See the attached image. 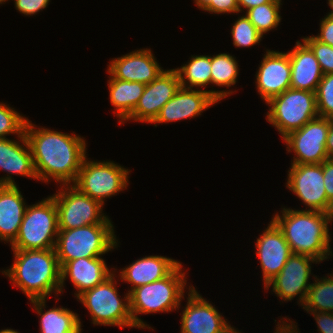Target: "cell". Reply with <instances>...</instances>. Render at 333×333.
I'll list each match as a JSON object with an SVG mask.
<instances>
[{
	"label": "cell",
	"mask_w": 333,
	"mask_h": 333,
	"mask_svg": "<svg viewBox=\"0 0 333 333\" xmlns=\"http://www.w3.org/2000/svg\"><path fill=\"white\" fill-rule=\"evenodd\" d=\"M26 122L28 141L36 176L46 183L53 179L61 185L75 183L86 155V142L80 135L66 134ZM80 136V137H79Z\"/></svg>",
	"instance_id": "obj_1"
},
{
	"label": "cell",
	"mask_w": 333,
	"mask_h": 333,
	"mask_svg": "<svg viewBox=\"0 0 333 333\" xmlns=\"http://www.w3.org/2000/svg\"><path fill=\"white\" fill-rule=\"evenodd\" d=\"M282 215L275 213L272 220L281 229L292 253L306 255L320 263L333 254L330 248L329 223L333 215L321 211L283 208Z\"/></svg>",
	"instance_id": "obj_2"
},
{
	"label": "cell",
	"mask_w": 333,
	"mask_h": 333,
	"mask_svg": "<svg viewBox=\"0 0 333 333\" xmlns=\"http://www.w3.org/2000/svg\"><path fill=\"white\" fill-rule=\"evenodd\" d=\"M14 263L2 271L20 288L28 299H46L53 292L58 295L61 285V267L55 248L45 250H12Z\"/></svg>",
	"instance_id": "obj_3"
},
{
	"label": "cell",
	"mask_w": 333,
	"mask_h": 333,
	"mask_svg": "<svg viewBox=\"0 0 333 333\" xmlns=\"http://www.w3.org/2000/svg\"><path fill=\"white\" fill-rule=\"evenodd\" d=\"M182 271L180 263L167 277L128 290L130 312L136 328H151L138 317V314L171 312L180 308L187 285L186 273Z\"/></svg>",
	"instance_id": "obj_4"
},
{
	"label": "cell",
	"mask_w": 333,
	"mask_h": 333,
	"mask_svg": "<svg viewBox=\"0 0 333 333\" xmlns=\"http://www.w3.org/2000/svg\"><path fill=\"white\" fill-rule=\"evenodd\" d=\"M118 247L113 224H92L75 229L59 230L55 251L62 267L78 258L101 257Z\"/></svg>",
	"instance_id": "obj_5"
},
{
	"label": "cell",
	"mask_w": 333,
	"mask_h": 333,
	"mask_svg": "<svg viewBox=\"0 0 333 333\" xmlns=\"http://www.w3.org/2000/svg\"><path fill=\"white\" fill-rule=\"evenodd\" d=\"M58 228V213L52 196L29 205L19 227L12 250H45L55 248Z\"/></svg>",
	"instance_id": "obj_6"
},
{
	"label": "cell",
	"mask_w": 333,
	"mask_h": 333,
	"mask_svg": "<svg viewBox=\"0 0 333 333\" xmlns=\"http://www.w3.org/2000/svg\"><path fill=\"white\" fill-rule=\"evenodd\" d=\"M115 275L113 273L103 283L76 298L88 309L94 325L118 326L120 329L135 327L130 312L129 292L120 299Z\"/></svg>",
	"instance_id": "obj_7"
},
{
	"label": "cell",
	"mask_w": 333,
	"mask_h": 333,
	"mask_svg": "<svg viewBox=\"0 0 333 333\" xmlns=\"http://www.w3.org/2000/svg\"><path fill=\"white\" fill-rule=\"evenodd\" d=\"M267 121L274 126L282 139L290 132L302 128L318 117L316 93L290 88L272 97L268 102Z\"/></svg>",
	"instance_id": "obj_8"
},
{
	"label": "cell",
	"mask_w": 333,
	"mask_h": 333,
	"mask_svg": "<svg viewBox=\"0 0 333 333\" xmlns=\"http://www.w3.org/2000/svg\"><path fill=\"white\" fill-rule=\"evenodd\" d=\"M129 172L112 161H91L86 156L73 186L104 205L106 198L128 187Z\"/></svg>",
	"instance_id": "obj_9"
},
{
	"label": "cell",
	"mask_w": 333,
	"mask_h": 333,
	"mask_svg": "<svg viewBox=\"0 0 333 333\" xmlns=\"http://www.w3.org/2000/svg\"><path fill=\"white\" fill-rule=\"evenodd\" d=\"M57 194L52 195L58 213L59 230L75 229L92 224H112L104 215L103 205L81 193L76 187L62 185Z\"/></svg>",
	"instance_id": "obj_10"
},
{
	"label": "cell",
	"mask_w": 333,
	"mask_h": 333,
	"mask_svg": "<svg viewBox=\"0 0 333 333\" xmlns=\"http://www.w3.org/2000/svg\"><path fill=\"white\" fill-rule=\"evenodd\" d=\"M328 130L329 119L318 116L284 137L287 151L295 153L291 165L321 164L328 159L325 149Z\"/></svg>",
	"instance_id": "obj_11"
},
{
	"label": "cell",
	"mask_w": 333,
	"mask_h": 333,
	"mask_svg": "<svg viewBox=\"0 0 333 333\" xmlns=\"http://www.w3.org/2000/svg\"><path fill=\"white\" fill-rule=\"evenodd\" d=\"M286 187L308 206L307 210L333 215V205L327 200L321 164L291 165Z\"/></svg>",
	"instance_id": "obj_12"
},
{
	"label": "cell",
	"mask_w": 333,
	"mask_h": 333,
	"mask_svg": "<svg viewBox=\"0 0 333 333\" xmlns=\"http://www.w3.org/2000/svg\"><path fill=\"white\" fill-rule=\"evenodd\" d=\"M232 93H234L232 90H196L180 87L177 93L162 107L153 123L156 127L160 123L176 122L202 115L203 111Z\"/></svg>",
	"instance_id": "obj_13"
},
{
	"label": "cell",
	"mask_w": 333,
	"mask_h": 333,
	"mask_svg": "<svg viewBox=\"0 0 333 333\" xmlns=\"http://www.w3.org/2000/svg\"><path fill=\"white\" fill-rule=\"evenodd\" d=\"M311 263L319 261L306 255L292 254L280 273L265 285V290L272 286V291L283 301H291L298 296L299 305L304 304L311 283Z\"/></svg>",
	"instance_id": "obj_14"
},
{
	"label": "cell",
	"mask_w": 333,
	"mask_h": 333,
	"mask_svg": "<svg viewBox=\"0 0 333 333\" xmlns=\"http://www.w3.org/2000/svg\"><path fill=\"white\" fill-rule=\"evenodd\" d=\"M180 80L175 69L164 70L155 80L146 84L133 112L122 122L133 120L153 123L162 107L180 89Z\"/></svg>",
	"instance_id": "obj_15"
},
{
	"label": "cell",
	"mask_w": 333,
	"mask_h": 333,
	"mask_svg": "<svg viewBox=\"0 0 333 333\" xmlns=\"http://www.w3.org/2000/svg\"><path fill=\"white\" fill-rule=\"evenodd\" d=\"M188 289L180 333H224L231 326L229 322L193 286Z\"/></svg>",
	"instance_id": "obj_16"
},
{
	"label": "cell",
	"mask_w": 333,
	"mask_h": 333,
	"mask_svg": "<svg viewBox=\"0 0 333 333\" xmlns=\"http://www.w3.org/2000/svg\"><path fill=\"white\" fill-rule=\"evenodd\" d=\"M289 54L266 50L256 73V89L266 103L274 96L291 88Z\"/></svg>",
	"instance_id": "obj_17"
},
{
	"label": "cell",
	"mask_w": 333,
	"mask_h": 333,
	"mask_svg": "<svg viewBox=\"0 0 333 333\" xmlns=\"http://www.w3.org/2000/svg\"><path fill=\"white\" fill-rule=\"evenodd\" d=\"M256 240V256L260 260L264 287L277 276L293 254L284 234L271 219L270 224Z\"/></svg>",
	"instance_id": "obj_18"
},
{
	"label": "cell",
	"mask_w": 333,
	"mask_h": 333,
	"mask_svg": "<svg viewBox=\"0 0 333 333\" xmlns=\"http://www.w3.org/2000/svg\"><path fill=\"white\" fill-rule=\"evenodd\" d=\"M114 78L144 85L151 83L163 71L151 49L134 50L121 57L113 58L107 69Z\"/></svg>",
	"instance_id": "obj_19"
},
{
	"label": "cell",
	"mask_w": 333,
	"mask_h": 333,
	"mask_svg": "<svg viewBox=\"0 0 333 333\" xmlns=\"http://www.w3.org/2000/svg\"><path fill=\"white\" fill-rule=\"evenodd\" d=\"M6 176L0 178V240L11 245L28 206L12 175Z\"/></svg>",
	"instance_id": "obj_20"
},
{
	"label": "cell",
	"mask_w": 333,
	"mask_h": 333,
	"mask_svg": "<svg viewBox=\"0 0 333 333\" xmlns=\"http://www.w3.org/2000/svg\"><path fill=\"white\" fill-rule=\"evenodd\" d=\"M114 272L116 271L109 269L101 257L78 258L68 261L61 267L60 293L64 291V283L68 277L76 290L78 289L76 294L74 293L75 297H78L85 291L103 283Z\"/></svg>",
	"instance_id": "obj_21"
},
{
	"label": "cell",
	"mask_w": 333,
	"mask_h": 333,
	"mask_svg": "<svg viewBox=\"0 0 333 333\" xmlns=\"http://www.w3.org/2000/svg\"><path fill=\"white\" fill-rule=\"evenodd\" d=\"M291 65V88L315 92L324 75L311 48L302 40L287 52Z\"/></svg>",
	"instance_id": "obj_22"
},
{
	"label": "cell",
	"mask_w": 333,
	"mask_h": 333,
	"mask_svg": "<svg viewBox=\"0 0 333 333\" xmlns=\"http://www.w3.org/2000/svg\"><path fill=\"white\" fill-rule=\"evenodd\" d=\"M180 263L169 257L145 256L123 268L119 276L122 281L132 285V290L167 277Z\"/></svg>",
	"instance_id": "obj_23"
},
{
	"label": "cell",
	"mask_w": 333,
	"mask_h": 333,
	"mask_svg": "<svg viewBox=\"0 0 333 333\" xmlns=\"http://www.w3.org/2000/svg\"><path fill=\"white\" fill-rule=\"evenodd\" d=\"M19 139L20 141L0 138V169L10 175H22L38 180L25 134Z\"/></svg>",
	"instance_id": "obj_24"
},
{
	"label": "cell",
	"mask_w": 333,
	"mask_h": 333,
	"mask_svg": "<svg viewBox=\"0 0 333 333\" xmlns=\"http://www.w3.org/2000/svg\"><path fill=\"white\" fill-rule=\"evenodd\" d=\"M35 312L40 315V333H82L79 316L68 308L54 307L43 312L46 299L30 301Z\"/></svg>",
	"instance_id": "obj_25"
},
{
	"label": "cell",
	"mask_w": 333,
	"mask_h": 333,
	"mask_svg": "<svg viewBox=\"0 0 333 333\" xmlns=\"http://www.w3.org/2000/svg\"><path fill=\"white\" fill-rule=\"evenodd\" d=\"M108 87L112 106L116 109L119 124L133 112L137 106L146 85L114 78L109 73Z\"/></svg>",
	"instance_id": "obj_26"
},
{
	"label": "cell",
	"mask_w": 333,
	"mask_h": 333,
	"mask_svg": "<svg viewBox=\"0 0 333 333\" xmlns=\"http://www.w3.org/2000/svg\"><path fill=\"white\" fill-rule=\"evenodd\" d=\"M175 70L178 73L181 87L188 89L202 87L203 89L211 83V56H191L187 64L181 68H175Z\"/></svg>",
	"instance_id": "obj_27"
},
{
	"label": "cell",
	"mask_w": 333,
	"mask_h": 333,
	"mask_svg": "<svg viewBox=\"0 0 333 333\" xmlns=\"http://www.w3.org/2000/svg\"><path fill=\"white\" fill-rule=\"evenodd\" d=\"M302 309L309 312H333V274L320 279L314 276Z\"/></svg>",
	"instance_id": "obj_28"
},
{
	"label": "cell",
	"mask_w": 333,
	"mask_h": 333,
	"mask_svg": "<svg viewBox=\"0 0 333 333\" xmlns=\"http://www.w3.org/2000/svg\"><path fill=\"white\" fill-rule=\"evenodd\" d=\"M281 1L272 0L270 3H265L246 11V17L262 36L277 28L281 22L282 18L279 14L280 5H282Z\"/></svg>",
	"instance_id": "obj_29"
},
{
	"label": "cell",
	"mask_w": 333,
	"mask_h": 333,
	"mask_svg": "<svg viewBox=\"0 0 333 333\" xmlns=\"http://www.w3.org/2000/svg\"><path fill=\"white\" fill-rule=\"evenodd\" d=\"M238 73V63L229 53L211 56V84L229 88L236 84Z\"/></svg>",
	"instance_id": "obj_30"
},
{
	"label": "cell",
	"mask_w": 333,
	"mask_h": 333,
	"mask_svg": "<svg viewBox=\"0 0 333 333\" xmlns=\"http://www.w3.org/2000/svg\"><path fill=\"white\" fill-rule=\"evenodd\" d=\"M233 45L236 47H251L260 43L263 36L257 31L246 15L238 17L231 28Z\"/></svg>",
	"instance_id": "obj_31"
},
{
	"label": "cell",
	"mask_w": 333,
	"mask_h": 333,
	"mask_svg": "<svg viewBox=\"0 0 333 333\" xmlns=\"http://www.w3.org/2000/svg\"><path fill=\"white\" fill-rule=\"evenodd\" d=\"M27 120L14 108L0 102V138H6L10 134L18 135L19 138L24 134Z\"/></svg>",
	"instance_id": "obj_32"
},
{
	"label": "cell",
	"mask_w": 333,
	"mask_h": 333,
	"mask_svg": "<svg viewBox=\"0 0 333 333\" xmlns=\"http://www.w3.org/2000/svg\"><path fill=\"white\" fill-rule=\"evenodd\" d=\"M316 105L320 117L333 118V73L322 76L316 90Z\"/></svg>",
	"instance_id": "obj_33"
},
{
	"label": "cell",
	"mask_w": 333,
	"mask_h": 333,
	"mask_svg": "<svg viewBox=\"0 0 333 333\" xmlns=\"http://www.w3.org/2000/svg\"><path fill=\"white\" fill-rule=\"evenodd\" d=\"M302 40L311 48L315 58L320 64L323 74L333 73V47L318 41L314 36L302 38Z\"/></svg>",
	"instance_id": "obj_34"
},
{
	"label": "cell",
	"mask_w": 333,
	"mask_h": 333,
	"mask_svg": "<svg viewBox=\"0 0 333 333\" xmlns=\"http://www.w3.org/2000/svg\"><path fill=\"white\" fill-rule=\"evenodd\" d=\"M196 6L215 14L239 13L237 0H194Z\"/></svg>",
	"instance_id": "obj_35"
},
{
	"label": "cell",
	"mask_w": 333,
	"mask_h": 333,
	"mask_svg": "<svg viewBox=\"0 0 333 333\" xmlns=\"http://www.w3.org/2000/svg\"><path fill=\"white\" fill-rule=\"evenodd\" d=\"M14 2L18 12L32 16L45 9L49 5L50 0H14Z\"/></svg>",
	"instance_id": "obj_36"
},
{
	"label": "cell",
	"mask_w": 333,
	"mask_h": 333,
	"mask_svg": "<svg viewBox=\"0 0 333 333\" xmlns=\"http://www.w3.org/2000/svg\"><path fill=\"white\" fill-rule=\"evenodd\" d=\"M320 33L314 37L327 45L333 47V17L329 14L320 21Z\"/></svg>",
	"instance_id": "obj_37"
},
{
	"label": "cell",
	"mask_w": 333,
	"mask_h": 333,
	"mask_svg": "<svg viewBox=\"0 0 333 333\" xmlns=\"http://www.w3.org/2000/svg\"><path fill=\"white\" fill-rule=\"evenodd\" d=\"M322 172L327 200L333 205V158L322 163Z\"/></svg>",
	"instance_id": "obj_38"
},
{
	"label": "cell",
	"mask_w": 333,
	"mask_h": 333,
	"mask_svg": "<svg viewBox=\"0 0 333 333\" xmlns=\"http://www.w3.org/2000/svg\"><path fill=\"white\" fill-rule=\"evenodd\" d=\"M316 320L319 333H333V312H310Z\"/></svg>",
	"instance_id": "obj_39"
},
{
	"label": "cell",
	"mask_w": 333,
	"mask_h": 333,
	"mask_svg": "<svg viewBox=\"0 0 333 333\" xmlns=\"http://www.w3.org/2000/svg\"><path fill=\"white\" fill-rule=\"evenodd\" d=\"M285 319H288V321H290V322L288 323V321L287 320L285 321ZM282 320L283 321L277 322L278 324L276 325V330H275L276 332H274V333H298L299 332V328L295 324L296 322H293L290 320V318H286V317H284ZM297 328H298V330H297Z\"/></svg>",
	"instance_id": "obj_40"
},
{
	"label": "cell",
	"mask_w": 333,
	"mask_h": 333,
	"mask_svg": "<svg viewBox=\"0 0 333 333\" xmlns=\"http://www.w3.org/2000/svg\"><path fill=\"white\" fill-rule=\"evenodd\" d=\"M271 1L272 0H238L239 13L242 12L243 9L244 10L246 9V11H247L253 7H256V6L265 4V3H270Z\"/></svg>",
	"instance_id": "obj_41"
},
{
	"label": "cell",
	"mask_w": 333,
	"mask_h": 333,
	"mask_svg": "<svg viewBox=\"0 0 333 333\" xmlns=\"http://www.w3.org/2000/svg\"><path fill=\"white\" fill-rule=\"evenodd\" d=\"M325 149L328 158H333V118L329 119V130H328Z\"/></svg>",
	"instance_id": "obj_42"
},
{
	"label": "cell",
	"mask_w": 333,
	"mask_h": 333,
	"mask_svg": "<svg viewBox=\"0 0 333 333\" xmlns=\"http://www.w3.org/2000/svg\"><path fill=\"white\" fill-rule=\"evenodd\" d=\"M0 333H20V332H18L17 330L15 331L10 328V329H2V330H0Z\"/></svg>",
	"instance_id": "obj_43"
},
{
	"label": "cell",
	"mask_w": 333,
	"mask_h": 333,
	"mask_svg": "<svg viewBox=\"0 0 333 333\" xmlns=\"http://www.w3.org/2000/svg\"><path fill=\"white\" fill-rule=\"evenodd\" d=\"M224 333H241L237 331V329H234V327L230 326Z\"/></svg>",
	"instance_id": "obj_44"
},
{
	"label": "cell",
	"mask_w": 333,
	"mask_h": 333,
	"mask_svg": "<svg viewBox=\"0 0 333 333\" xmlns=\"http://www.w3.org/2000/svg\"><path fill=\"white\" fill-rule=\"evenodd\" d=\"M328 5L332 8L328 14L333 17V0H328Z\"/></svg>",
	"instance_id": "obj_45"
},
{
	"label": "cell",
	"mask_w": 333,
	"mask_h": 333,
	"mask_svg": "<svg viewBox=\"0 0 333 333\" xmlns=\"http://www.w3.org/2000/svg\"><path fill=\"white\" fill-rule=\"evenodd\" d=\"M4 2H6V0H0V4H3Z\"/></svg>",
	"instance_id": "obj_46"
}]
</instances>
